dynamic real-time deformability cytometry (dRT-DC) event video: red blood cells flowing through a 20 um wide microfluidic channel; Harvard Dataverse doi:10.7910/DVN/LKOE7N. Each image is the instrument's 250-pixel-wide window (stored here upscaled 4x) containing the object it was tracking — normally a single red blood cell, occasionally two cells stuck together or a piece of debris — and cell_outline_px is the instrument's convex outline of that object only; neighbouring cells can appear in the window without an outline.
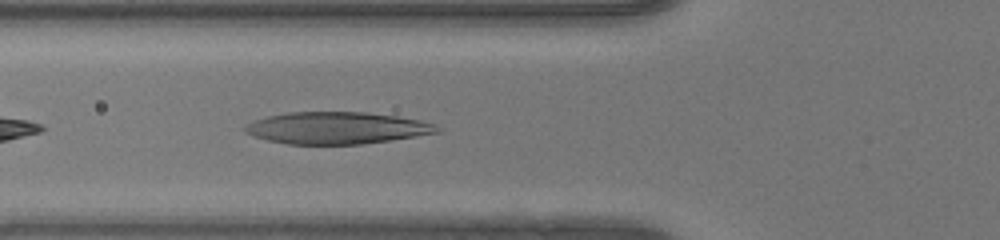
{"species": "human", "species_latin": "Homo sapiens", "temperature_condition": "warm", "stored_images_in_passage": 34, "camera_frame_rate_fps": 3000, "um_per_image_px": 0.085, "donor": {"sex": "female"}, "frame": {"image": 1, "passage_image": 4, "time_ms": 1.0, "image_size_px": [1000, 240], "cell_outline_px": [[440, 132], [416, 136], [364, 144], [288, 144], [268, 140], [244, 132], [244, 124], [252, 120], [268, 116], [288, 112], [368, 112], [396, 116], [420, 120], [436, 124], [440, 128]], "centroid_in_image_um": [28.62, 10.87], "position_along_channel_um": 97.2, "area_um2": 35.84}}
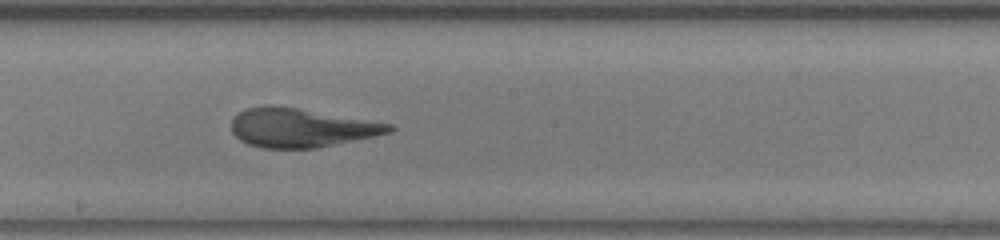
{"frame": {"image": 2, "passage_image": 13, "time_ms": 4.0, "image_size_px": [1000, 240], "cell_outline_px": [[396, 128], [392, 132], [316, 148], [260, 148], [248, 144], [240, 140], [232, 132], [232, 120], [244, 108], [296, 108], [392, 124]], "centroid_in_image_um": [25.61, 10.9], "position_along_channel_um": 222.6, "area_um2": 34.68}}
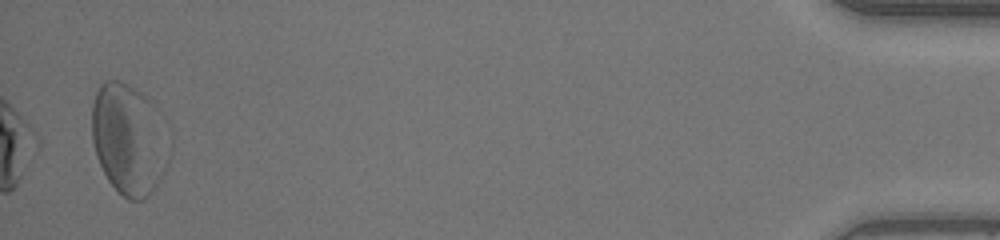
{"frame": {"image": 3, "passage_image": 34, "time_ms": 11.0, "image_size_px": [1000, 240], "cell_outline_px": [[160, 180], [152, 192], [148, 196], [140, 200], [128, 200], [108, 180], [96, 156], [92, 140], [92, 104], [96, 92], [100, 84], [104, 80], [120, 80], [140, 92], [160, 108]], "centroid_in_image_um": [10.79, 11.77], "position_along_channel_um": 424.4, "area_um2": 47.57}}